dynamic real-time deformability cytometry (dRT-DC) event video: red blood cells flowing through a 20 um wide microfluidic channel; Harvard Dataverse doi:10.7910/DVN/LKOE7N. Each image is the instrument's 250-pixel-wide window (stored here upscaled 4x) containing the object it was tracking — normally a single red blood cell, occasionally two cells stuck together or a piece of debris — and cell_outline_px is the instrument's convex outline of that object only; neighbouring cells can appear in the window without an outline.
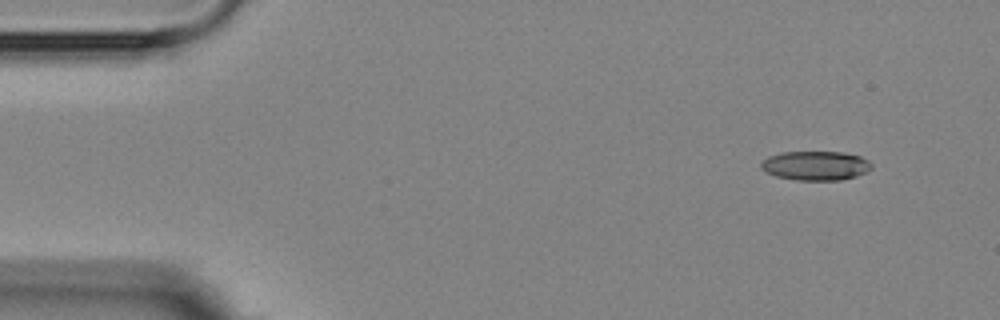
{"species": "Egyptian fruit bat (a non-hibernating species)", "species_latin": "Rousettus aegyptiacus", "temperature_condition": "room temperature", "stored_images_in_passage": 3, "camera_frame_rate_fps": 3000, "um_per_image_px": 0.085, "animal": {"sex": "female"}, "frame": {"image": 1, "passage_image": 1, "time_ms": 0.0, "image_size_px": [1000, 320], "cell_outline_px": [[872, 168], [868, 172], [856, 176], [840, 180], [796, 180], [776, 176], [760, 168], [760, 164], [768, 156], [780, 152], [844, 152], [860, 156], [868, 160], [872, 164]], "centroid_in_image_um": [69.35, 14.07], "position_along_channel_um": 15.6, "area_um2": 18.9}}
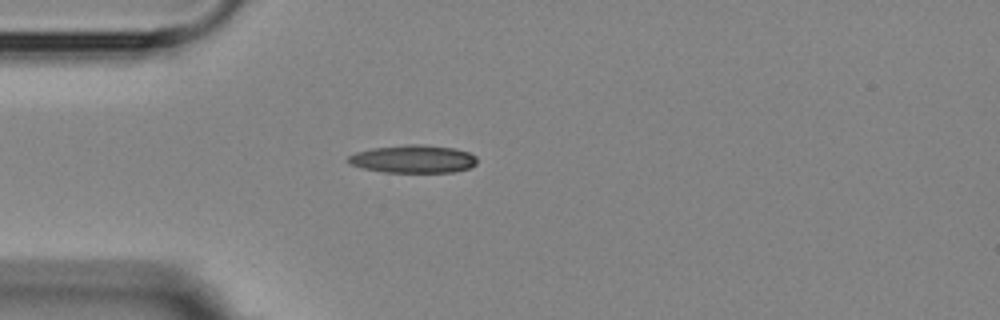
{"frame": {"image": 2, "passage_image": 3, "time_ms": 3.333, "image_size_px": [1000, 320], "cell_outline_px": [[476, 164], [468, 168], [452, 172], [384, 172], [364, 168], [352, 164], [348, 160], [348, 156], [356, 152], [372, 148], [408, 144], [424, 144], [456, 148], [468, 152], [476, 156]], "centroid_in_image_um": [35.15, 13.5], "position_along_channel_um": 49.8, "area_um2": 20.87}}